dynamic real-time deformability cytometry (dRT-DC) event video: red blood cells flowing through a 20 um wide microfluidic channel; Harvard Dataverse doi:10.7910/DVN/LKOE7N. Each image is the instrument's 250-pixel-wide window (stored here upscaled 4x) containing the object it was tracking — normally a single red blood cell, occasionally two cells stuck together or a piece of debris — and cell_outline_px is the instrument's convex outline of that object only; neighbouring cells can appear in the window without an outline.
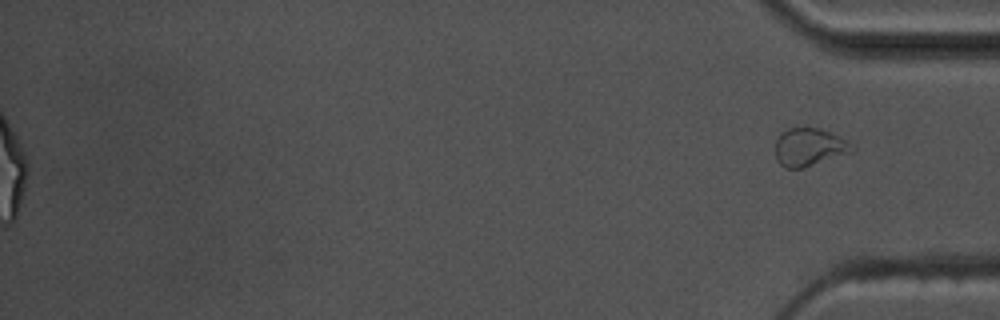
{"species": "common noctule bat (a hibernating species)", "species_latin": "Nyctalus noctula", "temperature_condition": "warm", "stored_images_in_passage": 49, "segment_of_instrument_passage": [2, 2], "camera_frame_rate_fps": 3000, "um_per_image_px": 0.085, "animal": {"sex": "male", "body_mass_g": 17.5, "forearm_length_mm": 52.3}, "frame": {"image": 1, "passage_image": 49, "time_ms": 16.0, "image_size_px": [1000, 320], "cell_outline_px": [[856, 148], [852, 152], [800, 168], [784, 168], [776, 160], [776, 140], [780, 132], [788, 128], [816, 128], [832, 132], [848, 140]], "centroid_in_image_um": [68.79, 12.49], "position_along_channel_um": 366.4, "area_um2": 16.94}}